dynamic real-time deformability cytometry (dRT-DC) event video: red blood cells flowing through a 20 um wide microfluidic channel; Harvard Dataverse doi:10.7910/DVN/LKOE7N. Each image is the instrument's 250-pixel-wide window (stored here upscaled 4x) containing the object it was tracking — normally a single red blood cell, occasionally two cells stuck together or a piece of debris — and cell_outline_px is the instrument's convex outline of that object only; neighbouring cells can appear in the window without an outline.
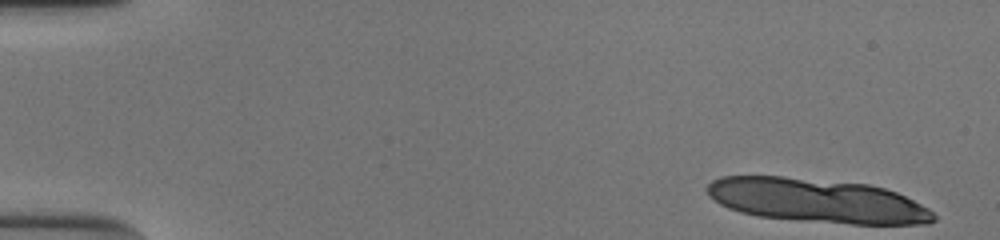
{"species": "human", "species_latin": "Homo sapiens", "temperature_condition": "cold", "stored_images_in_passage": 13, "camera_frame_rate_fps": 3000, "um_per_image_px": 0.085, "donor": {"sex": "male"}, "frame": {"image": 1, "passage_image": 1, "time_ms": 0.0, "image_size_px": [1000, 240], "cell_outline_px": [[936, 220], [928, 224], [852, 224], [756, 216], [740, 212], [728, 208], [720, 204], [708, 196], [704, 188], [712, 180], [720, 176], [784, 176], [868, 184], [884, 188], [896, 192], [928, 208], [936, 216]], "centroid_in_image_um": [69.41, 17.04], "position_along_channel_um": 15.6, "area_um2": 58.15}}